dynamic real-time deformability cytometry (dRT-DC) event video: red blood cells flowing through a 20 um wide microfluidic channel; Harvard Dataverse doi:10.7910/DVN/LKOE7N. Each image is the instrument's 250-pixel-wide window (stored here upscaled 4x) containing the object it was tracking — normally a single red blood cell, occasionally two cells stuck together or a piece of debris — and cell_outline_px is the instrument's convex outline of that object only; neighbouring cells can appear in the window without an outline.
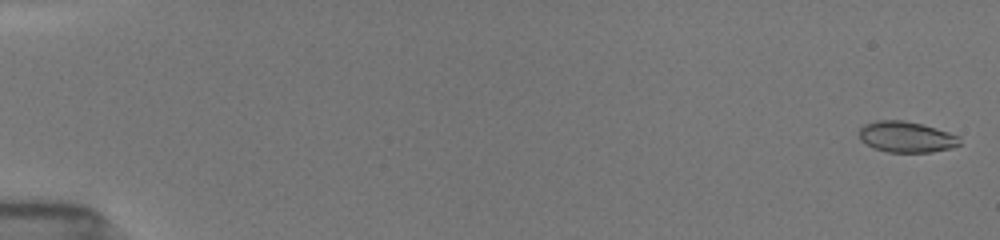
{"species": "common noctule bat (a hibernating species)", "species_latin": "Nyctalus noctula", "temperature_condition": "room temperature", "stored_images_in_passage": 54, "camera_frame_rate_fps": 3000, "um_per_image_px": 0.085, "animal": {"sex": "female", "body_mass_g": 19.5, "forearm_length_mm": 54.1}, "frame": {"image": 1, "passage_image": 2, "time_ms": 0.333, "image_size_px": [1000, 240], "cell_outline_px": [[960, 144], [952, 148], [932, 152], [888, 152], [876, 148], [860, 140], [860, 128], [864, 124], [876, 120], [904, 120], [936, 128], [960, 136]], "centroid_in_image_um": [77.06, 11.63], "position_along_channel_um": 7.9, "area_um2": 18.03}}
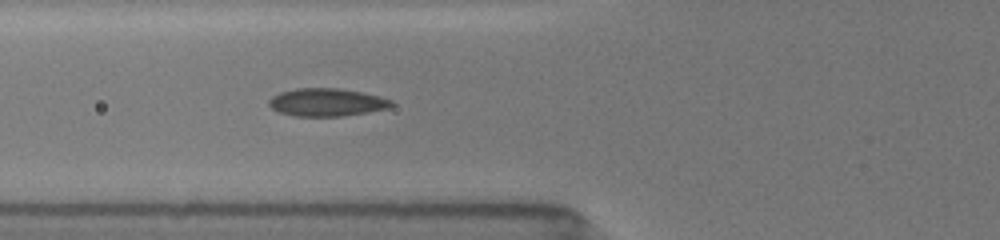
{"frame": {"image": 2, "passage_image": 22, "time_ms": 7.0, "image_size_px": [1000, 240], "cell_outline_px": [[392, 104], [388, 108], [368, 112], [340, 116], [296, 116], [276, 112], [268, 104], [268, 100], [272, 96], [280, 92], [296, 88], [340, 88], [380, 96], [392, 100]], "centroid_in_image_um": [27.73, 8.69], "position_along_channel_um": 98.1, "area_um2": 19.88}}
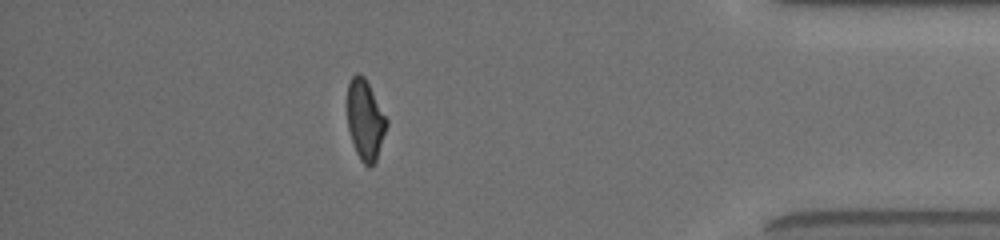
{"frame": {"image": 3, "passage_image": 48, "time_ms": 15.667, "image_size_px": [1000, 240], "cell_outline_px": [[388, 124], [376, 160], [368, 168], [360, 160], [356, 152], [348, 128], [348, 84], [352, 76], [356, 72], [360, 72], [364, 76], [388, 120]], "centroid_in_image_um": [31.05, 10.18], "position_along_channel_um": 404.2, "area_um2": 18.21}, "authors_computed_cell_mechanics": {"area_um2": 19.1029, "velocity_mm_per_s": 3.9332, "shape_relaxation_time_tau1_ms": 4.6404, "shape_relaxation_time_tau2_ms": 1.6837, "deformation_change_tau1": 0.1479, "deformation_change_tau2": 0.0568}}